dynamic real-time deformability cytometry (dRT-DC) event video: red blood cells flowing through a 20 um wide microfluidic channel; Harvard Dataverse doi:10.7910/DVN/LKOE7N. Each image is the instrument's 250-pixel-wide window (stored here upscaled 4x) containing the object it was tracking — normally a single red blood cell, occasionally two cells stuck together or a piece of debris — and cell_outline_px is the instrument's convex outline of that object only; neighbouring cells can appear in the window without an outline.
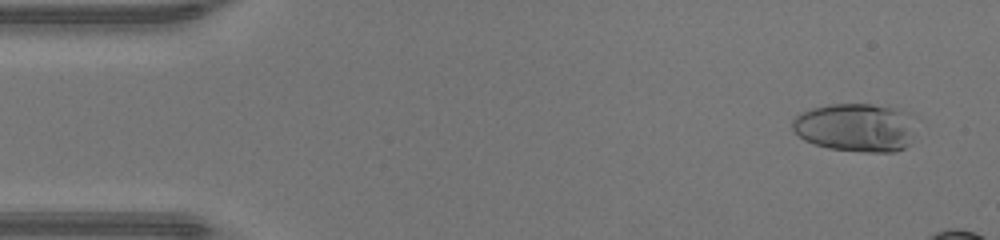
{"species": "human", "species_latin": "Homo sapiens", "temperature_condition": "warm", "stored_images_in_passage": 15, "camera_frame_rate_fps": 3000, "um_per_image_px": 0.085, "donor": {"sex": "male"}, "frame": {"image": 1, "passage_image": 3, "time_ms": 0.667, "image_size_px": [1000, 240], "cell_outline_px": [[920, 120], [908, 144], [904, 148], [896, 152], [864, 152], [828, 148], [804, 140], [792, 128], [792, 120], [800, 112], [812, 108], [828, 104], [872, 104], [896, 108], [912, 112]], "centroid_in_image_um": [72.84, 10.82], "position_along_channel_um": 12.2, "area_um2": 35.72}}
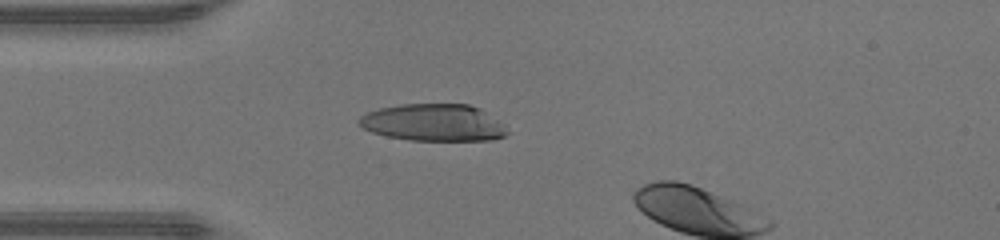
{"frame": {"image": 2, "passage_image": 13, "time_ms": 4.0, "image_size_px": [1000, 240], "cell_outline_px": [[508, 132], [504, 136], [492, 140], [408, 140], [388, 136], [372, 132], [364, 128], [356, 120], [360, 116], [368, 112], [380, 108], [400, 104], [468, 104], [480, 108], [504, 124]], "centroid_in_image_um": [36.85, 10.42], "position_along_channel_um": 48.1, "area_um2": 31.96}}